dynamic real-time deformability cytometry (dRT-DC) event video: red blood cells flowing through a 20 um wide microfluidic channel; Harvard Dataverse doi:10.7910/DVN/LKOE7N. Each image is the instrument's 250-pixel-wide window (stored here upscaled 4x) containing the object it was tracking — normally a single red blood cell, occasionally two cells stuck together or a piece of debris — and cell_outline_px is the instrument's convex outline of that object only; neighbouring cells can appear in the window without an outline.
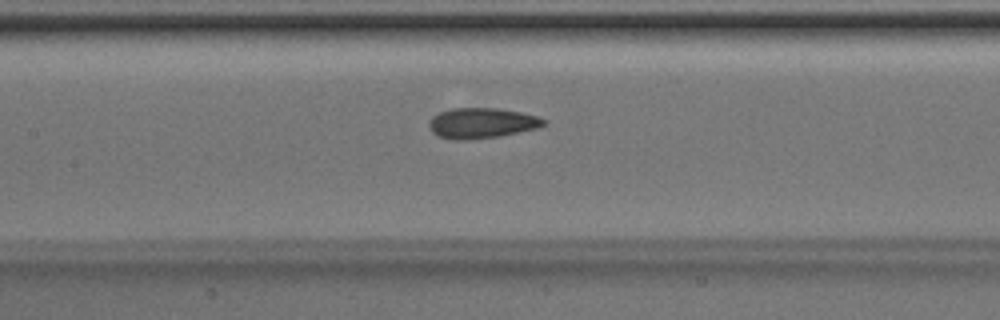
{"species": "Egyptian fruit bat (a non-hibernating species)", "species_latin": "Rousettus aegyptiacus", "temperature_condition": "room temperature", "stored_images_in_passage": 42, "camera_frame_rate_fps": 3000, "um_per_image_px": 0.085, "animal": {"sex": "male"}, "frame": {"image": 1, "passage_image": 22, "time_ms": 7.0, "image_size_px": [1000, 320], "cell_outline_px": [[544, 124], [540, 128], [500, 136], [464, 140], [456, 140], [440, 136], [432, 132], [428, 124], [432, 116], [440, 112], [452, 108], [496, 108], [520, 112], [540, 116], [544, 120]], "centroid_in_image_um": [40.96, 10.46], "position_along_channel_um": 166.4, "area_um2": 20.29}}
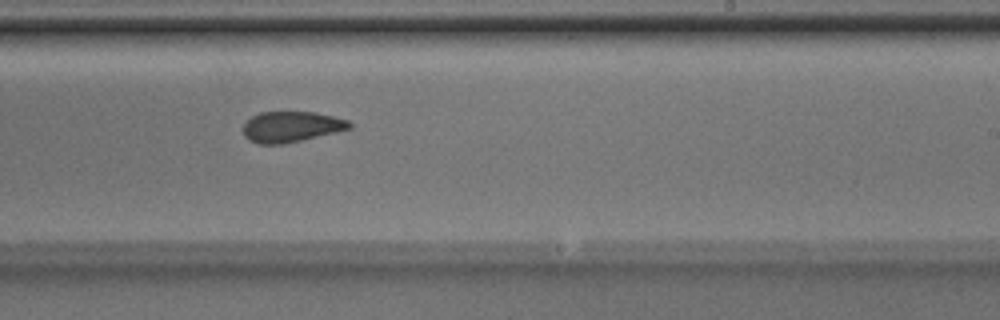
{"frame": {"image": 2, "passage_image": 29, "time_ms": 9.333, "image_size_px": [1000, 320], "cell_outline_px": [[352, 128], [336, 132], [300, 140], [280, 144], [260, 144], [248, 140], [244, 136], [244, 124], [252, 116], [260, 112], [316, 112], [348, 120], [352, 124]], "centroid_in_image_um": [24.75, 10.77], "position_along_channel_um": 264.2, "area_um2": 18.84}}
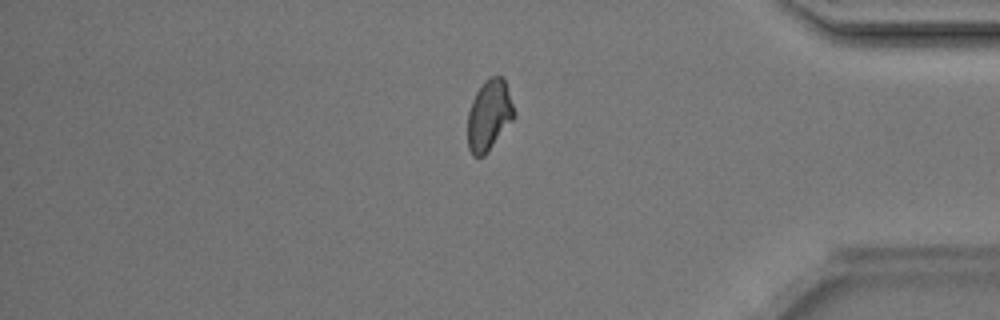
{"frame": {"image": 3, "passage_image": 40, "time_ms": 13.0, "image_size_px": [1000, 320], "cell_outline_px": [[516, 116], [484, 156], [472, 156], [468, 148], [468, 112], [472, 100], [476, 92], [484, 80], [488, 76], [500, 76], [504, 80], [508, 88], [516, 112]], "centroid_in_image_um": [41.58, 9.78], "position_along_channel_um": 393.6, "area_um2": 19.25}, "authors_computed_cell_mechanics": {"area_um2": 20.2878, "velocity_mm_per_s": 4.2247, "shape_relaxation_time_tau1_ms": 5.5436, "shape_relaxation_time_tau2_ms": 2.2845, "deformation_change_tau1": 0.1179, "deformation_change_tau2": 0.0606}}